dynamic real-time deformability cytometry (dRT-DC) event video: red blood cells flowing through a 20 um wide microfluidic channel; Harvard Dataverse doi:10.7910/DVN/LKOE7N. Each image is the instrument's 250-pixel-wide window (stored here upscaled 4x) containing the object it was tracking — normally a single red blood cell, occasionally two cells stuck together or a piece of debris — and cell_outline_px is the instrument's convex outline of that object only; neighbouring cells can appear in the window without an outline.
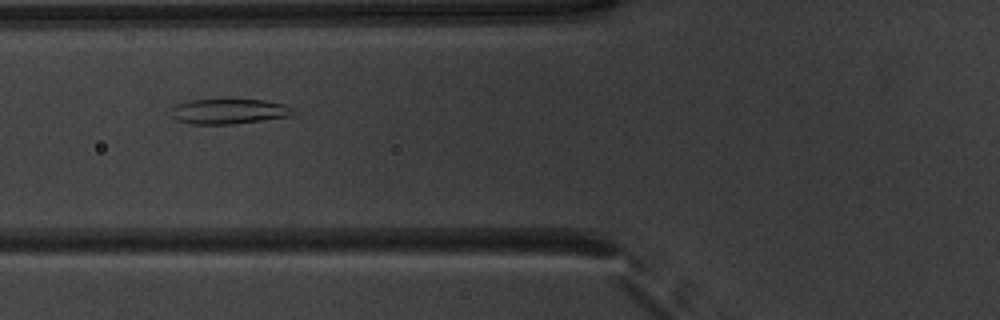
{"species": "common noctule bat (a hibernating species)", "species_latin": "Nyctalus noctula", "temperature_condition": "warm", "stored_images_in_passage": 19, "camera_frame_rate_fps": 3000, "um_per_image_px": 0.085, "animal": {"sex": "male", "body_mass_g": 20.1, "forearm_length_mm": 53.5}, "frame": {"image": 1, "passage_image": 16, "time_ms": 5.0, "image_size_px": [1000, 320], "cell_outline_px": [[292, 116], [232, 124], [192, 124], [176, 120], [172, 116], [168, 108], [172, 104], [188, 100], [224, 96], [264, 100], [284, 104], [292, 108]], "centroid_in_image_um": [19.34, 9.4], "position_along_channel_um": 106.5, "area_um2": 19.07}}